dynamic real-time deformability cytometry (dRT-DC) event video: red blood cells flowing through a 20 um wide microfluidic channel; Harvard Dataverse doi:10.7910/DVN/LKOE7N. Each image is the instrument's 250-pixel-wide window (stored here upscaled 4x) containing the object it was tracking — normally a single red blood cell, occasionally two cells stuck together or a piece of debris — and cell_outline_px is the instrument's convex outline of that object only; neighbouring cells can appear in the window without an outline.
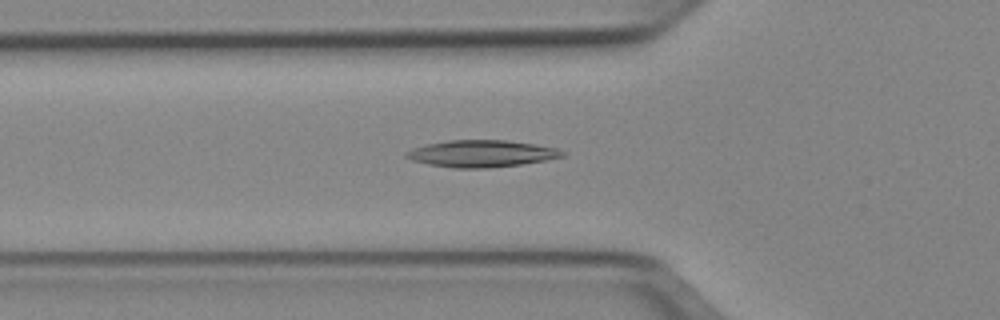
{"species": "Egyptian fruit bat (a non-hibernating species)", "species_latin": "Rousettus aegyptiacus", "temperature_condition": "cold", "stored_images_in_passage": 49, "camera_frame_rate_fps": 3000, "um_per_image_px": 0.085, "animal": {"sex": "female"}, "frame": {"image": 1, "passage_image": 17, "time_ms": 5.333, "image_size_px": [1000, 320], "cell_outline_px": [[564, 156], [544, 160], [520, 164], [488, 168], [456, 168], [428, 164], [412, 160], [404, 156], [404, 152], [412, 148], [424, 144], [448, 140], [508, 140], [536, 144], [556, 148], [564, 152]], "centroid_in_image_um": [40.87, 13.04], "position_along_channel_um": 84.9, "area_um2": 24.45}}
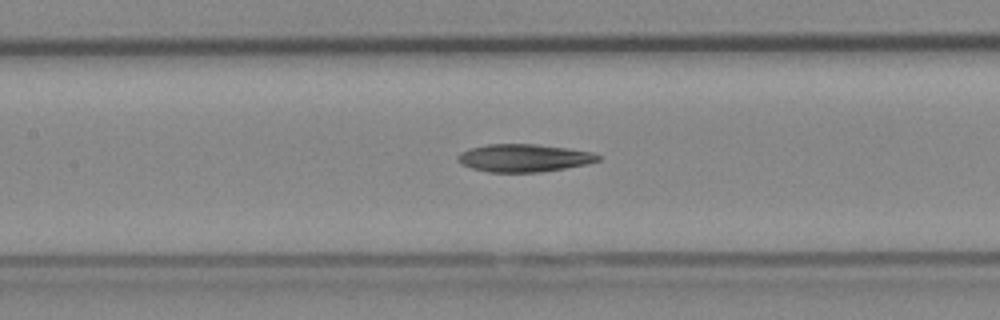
{"frame": {"image": 2, "passage_image": 23, "time_ms": 7.333, "image_size_px": [1000, 320], "cell_outline_px": [[600, 160], [584, 164], [564, 168], [540, 172], [488, 172], [472, 168], [460, 164], [456, 160], [456, 156], [460, 152], [468, 148], [488, 144], [536, 144], [568, 148], [592, 152], [600, 156]], "centroid_in_image_um": [44.46, 13.42], "position_along_channel_um": 162.9, "area_um2": 22.72}}
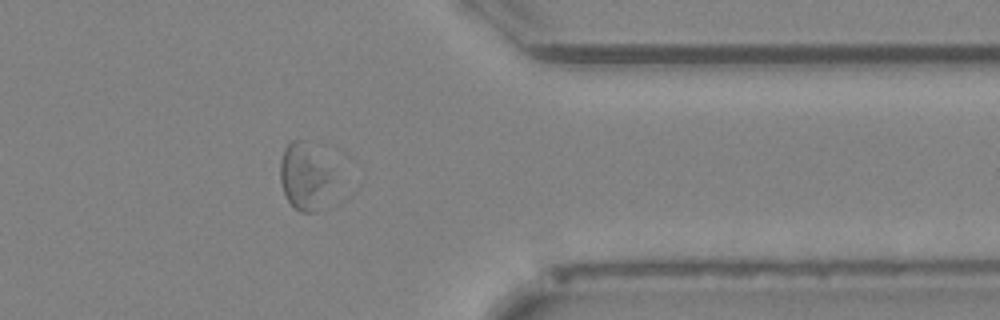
{"frame": {"image": 3, "passage_image": 41, "time_ms": 13.333, "image_size_px": [1000, 320], "cell_outline_px": [[336, 180], [316, 212], [300, 212], [292, 208], [284, 192], [280, 180], [280, 160], [284, 148], [292, 140], [304, 140], [332, 168]], "centroid_in_image_um": [25.91, 15.01], "position_along_channel_um": 385.5, "area_um2": 20.81}, "authors_computed_cell_mechanics": {"area_um2": 24.0448, "velocity_mm_per_s": 3.9055, "shape_relaxation_time_tau1_ms": null, "shape_relaxation_time_tau2_ms": 5.6112, "deformation_change_tau1": null, "deformation_change_tau2": 0.1387}}